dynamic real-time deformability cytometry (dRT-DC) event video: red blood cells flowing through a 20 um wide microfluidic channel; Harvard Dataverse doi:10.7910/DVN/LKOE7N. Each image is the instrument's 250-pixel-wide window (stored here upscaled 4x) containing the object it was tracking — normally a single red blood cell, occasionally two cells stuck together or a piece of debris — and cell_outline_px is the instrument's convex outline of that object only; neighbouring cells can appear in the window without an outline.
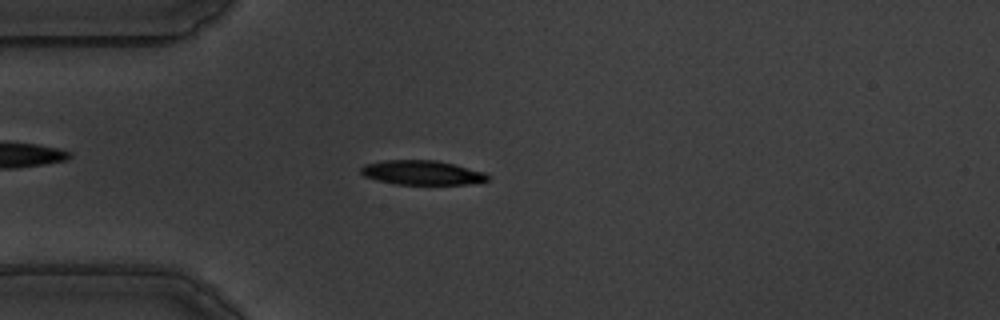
{"species": "common noctule bat (a hibernating species)", "species_latin": "Nyctalus noctula", "temperature_condition": "warm", "stored_images_in_passage": 57, "camera_frame_rate_fps": 3000, "um_per_image_px": 0.085, "animal": {"sex": "male", "body_mass_g": 19.5, "forearm_length_mm": 54.6}, "frame": {"image": 1, "passage_image": 15, "time_ms": 4.667, "image_size_px": [1000, 320], "cell_outline_px": [[488, 180], [468, 184], [396, 184], [376, 180], [364, 176], [360, 172], [360, 168], [364, 164], [384, 160], [436, 160], [484, 172], [488, 176]], "centroid_in_image_um": [35.81, 14.67], "position_along_channel_um": 49.2, "area_um2": 17.86}}
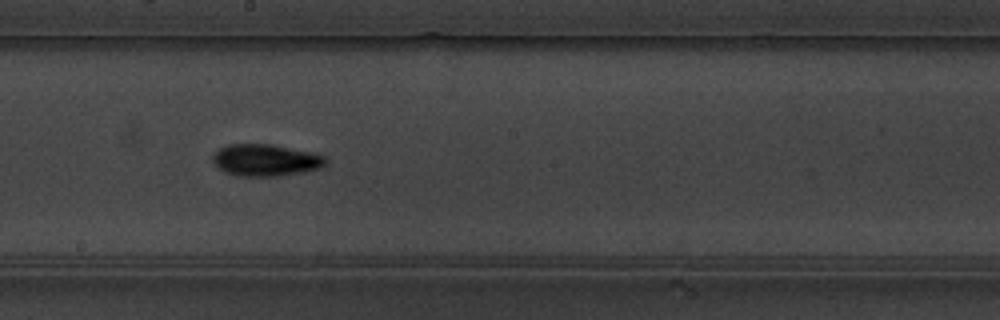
{"frame": {"image": 2, "passage_image": 31, "time_ms": 10.0, "image_size_px": [1000, 320], "cell_outline_px": [[328, 160], [320, 168], [304, 172], [276, 176], [240, 176], [224, 172], [212, 160], [212, 156], [220, 148], [228, 144], [268, 144], [308, 152], [324, 156]], "centroid_in_image_um": [22.55, 13.62], "position_along_channel_um": 225.6, "area_um2": 20.63}}
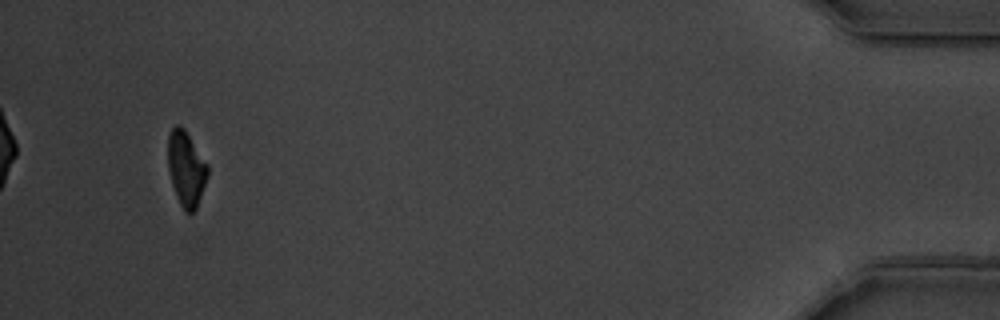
{"frame": {"image": 3, "passage_image": 54, "time_ms": 17.667, "image_size_px": [1000, 320], "cell_outline_px": [[208, 176], [196, 208], [192, 212], [184, 212], [176, 196], [172, 184], [168, 168], [168, 136], [172, 128], [176, 124], [180, 124], [184, 128], [208, 164]], "centroid_in_image_um": [15.82, 14.32], "position_along_channel_um": 419.4, "area_um2": 17.34}, "authors_computed_cell_mechanics": {"area_um2": 18.7272, "velocity_mm_per_s": 3.5191, "shape_relaxation_time_tau1_ms": 3.0802, "shape_relaxation_time_tau2_ms": 5.11, "deformation_change_tau1": 0.1562, "deformation_change_tau2": 0.105}}